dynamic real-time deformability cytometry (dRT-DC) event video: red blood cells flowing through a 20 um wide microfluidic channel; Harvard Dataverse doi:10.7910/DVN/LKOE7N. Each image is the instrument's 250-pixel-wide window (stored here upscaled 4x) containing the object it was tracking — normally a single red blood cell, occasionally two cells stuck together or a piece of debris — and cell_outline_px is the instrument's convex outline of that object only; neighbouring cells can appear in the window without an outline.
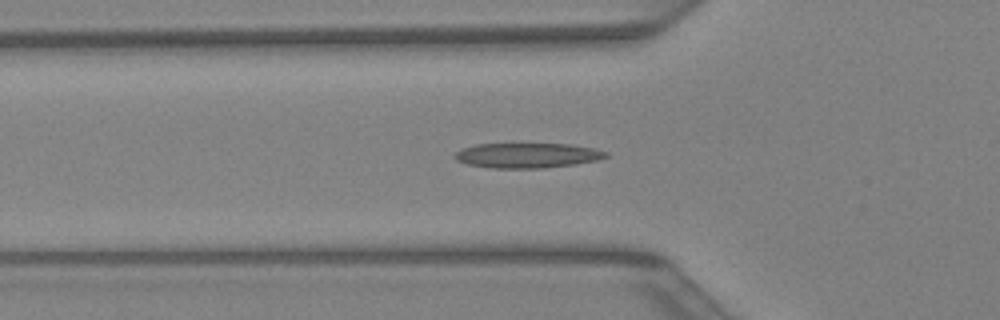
{"species": "Egyptian fruit bat (a non-hibernating species)", "species_latin": "Rousettus aegyptiacus", "temperature_condition": "warm", "stored_images_in_passage": 30, "camera_frame_rate_fps": 3000, "um_per_image_px": 0.085, "animal": {"sex": "female"}, "frame": {"image": 1, "passage_image": 6, "time_ms": 1.667, "image_size_px": [1000, 320], "cell_outline_px": [[608, 156], [596, 160], [576, 164], [544, 168], [492, 168], [468, 164], [456, 160], [452, 156], [460, 148], [476, 144], [572, 144], [596, 148], [608, 152]], "centroid_in_image_um": [44.82, 13.2], "position_along_channel_um": 81.0, "area_um2": 22.14}}
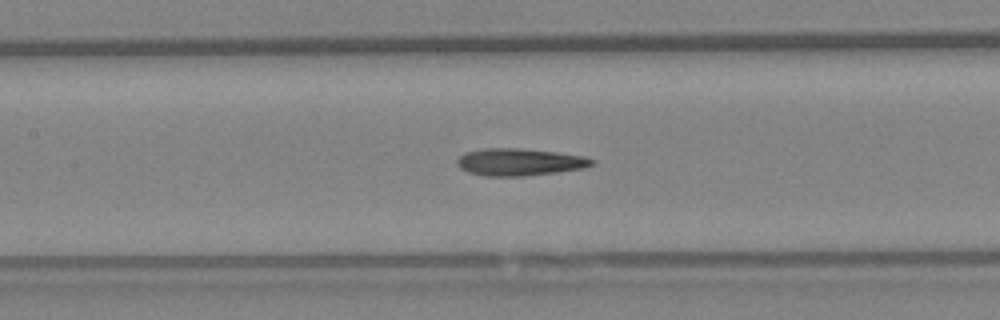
{"frame": {"image": 2, "passage_image": 11, "time_ms": 3.333, "image_size_px": [1000, 320], "cell_outline_px": [[596, 164], [584, 168], [556, 172], [524, 176], [488, 176], [468, 172], [460, 168], [456, 164], [456, 160], [464, 152], [484, 148], [520, 148], [556, 152], [584, 156], [596, 160]], "centroid_in_image_um": [44.17, 13.77], "position_along_channel_um": 163.2, "area_um2": 21.5}}
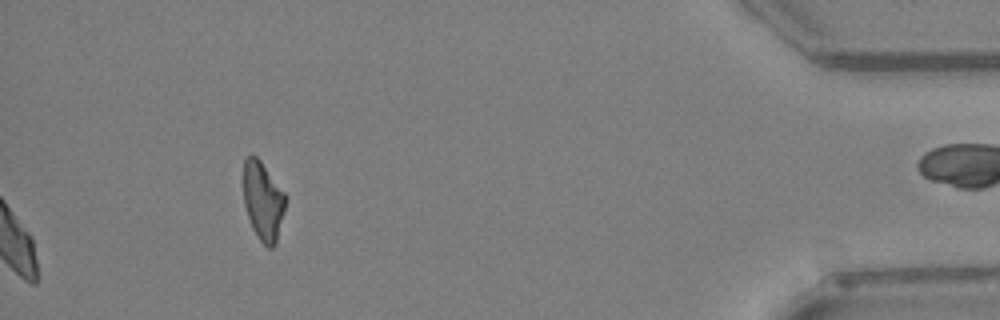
{"frame": {"image": 3, "passage_image": 30, "time_ms": 9.667, "image_size_px": [1000, 320], "cell_outline_px": [[284, 208], [276, 244], [272, 248], [268, 248], [260, 240], [252, 228], [244, 204], [244, 160], [252, 152], [260, 160], [284, 192]], "centroid_in_image_um": [22.33, 17.07], "position_along_channel_um": 412.9, "area_um2": 18.9}}